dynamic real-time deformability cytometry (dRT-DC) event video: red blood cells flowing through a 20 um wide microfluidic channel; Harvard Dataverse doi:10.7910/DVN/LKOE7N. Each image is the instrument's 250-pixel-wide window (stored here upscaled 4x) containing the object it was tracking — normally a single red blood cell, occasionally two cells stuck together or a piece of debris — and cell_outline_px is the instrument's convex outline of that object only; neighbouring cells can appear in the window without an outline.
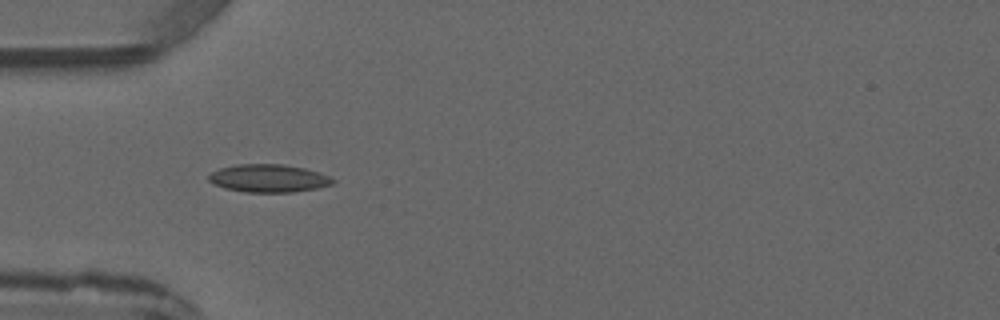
{"species": "common noctule bat (a hibernating species)", "species_latin": "Nyctalus noctula", "temperature_condition": "warm", "stored_images_in_passage": 4, "camera_frame_rate_fps": 3000, "um_per_image_px": 0.085, "animal": {"sex": "male", "forearm_length_mm": 52.5}, "frame": {"image": 1, "passage_image": 3, "time_ms": 2.333, "image_size_px": [1000, 320], "cell_outline_px": [[336, 180], [332, 184], [316, 188], [292, 192], [244, 192], [224, 188], [212, 184], [208, 180], [208, 176], [212, 172], [220, 168], [236, 164], [284, 164], [304, 168], [320, 172]], "centroid_in_image_um": [22.8, 15.15], "position_along_channel_um": 62.2, "area_um2": 20.23}}
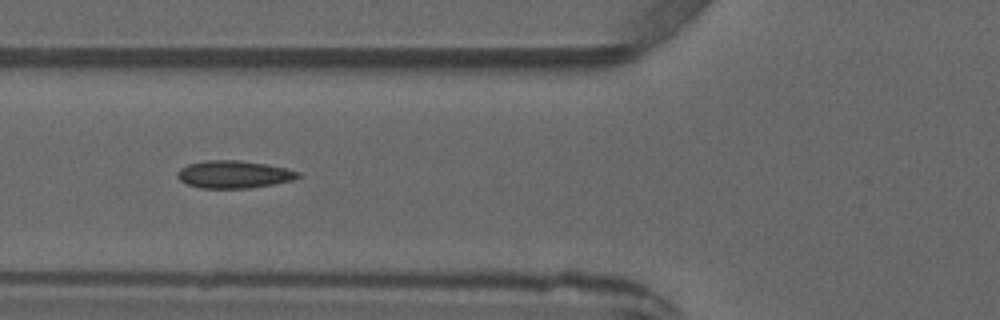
{"frame": {"image": 2, "passage_image": 4, "time_ms": 3.333, "image_size_px": [1000, 320], "cell_outline_px": [[300, 176], [296, 180], [248, 188], [200, 188], [188, 184], [180, 180], [176, 176], [176, 172], [180, 168], [188, 164], [204, 160], [240, 160], [288, 168], [300, 172]], "centroid_in_image_um": [19.88, 14.82], "position_along_channel_um": 105.9, "area_um2": 19.48}}